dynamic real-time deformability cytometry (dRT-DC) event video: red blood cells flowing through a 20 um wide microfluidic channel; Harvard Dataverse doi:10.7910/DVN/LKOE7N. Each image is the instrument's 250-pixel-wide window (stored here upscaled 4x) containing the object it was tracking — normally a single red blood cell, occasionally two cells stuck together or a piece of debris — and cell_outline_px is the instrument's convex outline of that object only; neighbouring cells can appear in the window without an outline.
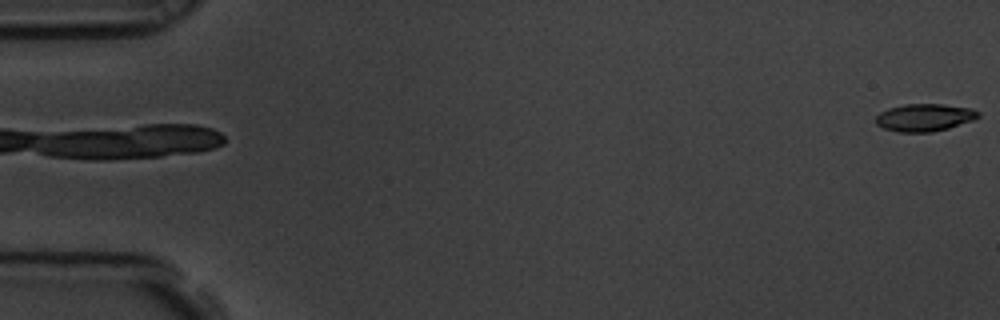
{"species": "common noctule bat (a hibernating species)", "species_latin": "Nyctalus noctula", "temperature_condition": "room temperature", "stored_images_in_passage": 5, "camera_frame_rate_fps": 3000, "um_per_image_px": 0.085, "animal": {"sex": "male", "body_mass_g": 19.5, "forearm_length_mm": 54.6}, "frame": {"image": 1, "passage_image": 5, "time_ms": 1.333, "image_size_px": [1000, 320], "cell_outline_px": [[980, 116], [972, 120], [948, 128], [932, 132], [896, 132], [884, 128], [876, 124], [876, 116], [880, 112], [888, 108], [904, 104], [944, 104], [972, 108], [980, 112]], "centroid_in_image_um": [78.58, 9.98], "position_along_channel_um": 6.4, "area_um2": 16.47}}